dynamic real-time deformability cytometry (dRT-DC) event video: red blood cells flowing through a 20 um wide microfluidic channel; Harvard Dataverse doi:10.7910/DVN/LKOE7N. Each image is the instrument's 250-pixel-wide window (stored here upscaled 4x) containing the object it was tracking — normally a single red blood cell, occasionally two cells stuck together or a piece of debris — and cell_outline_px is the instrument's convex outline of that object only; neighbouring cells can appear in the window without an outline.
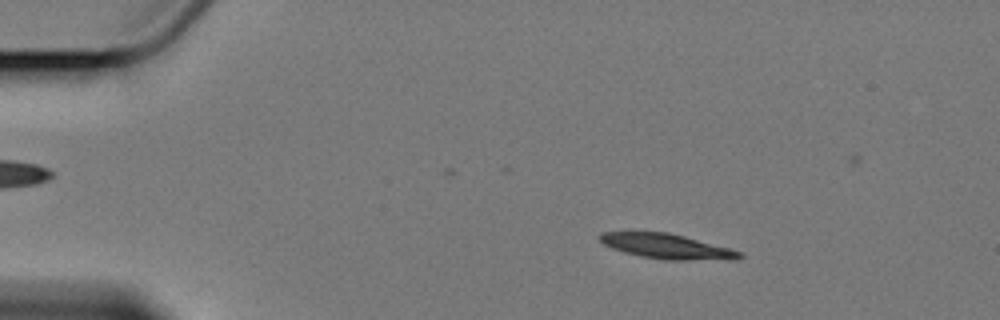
{"species": "Egyptian fruit bat (a non-hibernating species)", "species_latin": "Rousettus aegyptiacus", "temperature_condition": "cold", "stored_images_in_passage": 4, "camera_frame_rate_fps": 3000, "um_per_image_px": 0.085, "animal": {"sex": "female"}, "frame": {"image": 1, "passage_image": 2, "time_ms": 2.0, "image_size_px": [1000, 320], "cell_outline_px": [[744, 256], [732, 260], [664, 260], [640, 256], [624, 252], [612, 248], [604, 244], [600, 240], [600, 232], [668, 232], [684, 236], [728, 248], [740, 252]], "centroid_in_image_um": [56.68, 20.95], "position_along_channel_um": 28.3, "area_um2": 20.11}}